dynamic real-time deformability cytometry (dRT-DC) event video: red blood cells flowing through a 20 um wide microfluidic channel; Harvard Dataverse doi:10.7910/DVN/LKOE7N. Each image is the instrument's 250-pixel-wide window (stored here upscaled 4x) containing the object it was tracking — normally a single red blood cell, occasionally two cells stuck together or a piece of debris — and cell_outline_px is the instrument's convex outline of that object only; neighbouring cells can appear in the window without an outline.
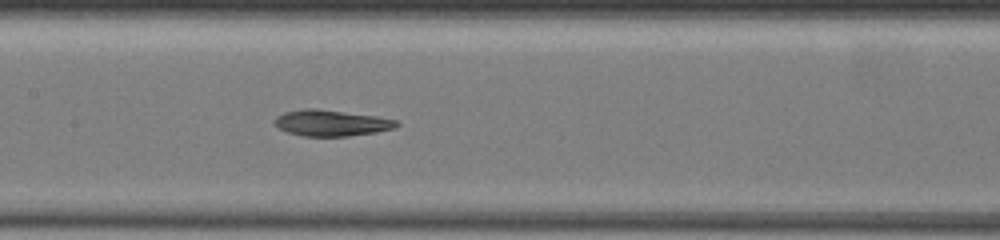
{"species": "common noctule bat (a hibernating species)", "species_latin": "Nyctalus noctula", "temperature_condition": "warm", "stored_images_in_passage": 13, "segment_of_instrument_passage": [1, 2], "camera_frame_rate_fps": 3000, "um_per_image_px": 0.085, "animal": {"sex": "female", "body_mass_g": 19.5, "forearm_length_mm": 54.1}, "frame": {"image": 1, "passage_image": 8, "time_ms": 7.667, "image_size_px": [1000, 240], "cell_outline_px": [[400, 124], [396, 128], [376, 132], [348, 136], [304, 136], [288, 132], [280, 128], [276, 124], [276, 116], [284, 112], [304, 108], [316, 108], [376, 116], [396, 120]], "centroid_in_image_um": [28.19, 10.45], "position_along_channel_um": 179.2, "area_um2": 18.44}}
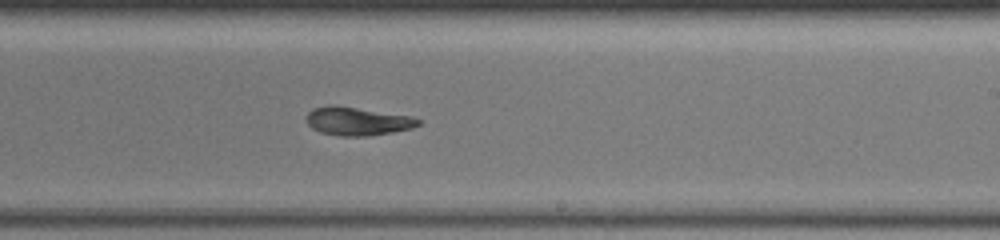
{"frame": {"image": 2, "passage_image": 10, "time_ms": 10.0, "image_size_px": [1000, 240], "cell_outline_px": [[420, 124], [412, 128], [392, 132], [368, 136], [340, 136], [320, 132], [312, 128], [308, 124], [308, 112], [312, 108], [332, 104], [412, 116], [420, 120]], "centroid_in_image_um": [30.38, 10.3], "position_along_channel_um": 258.6, "area_um2": 18.44}}
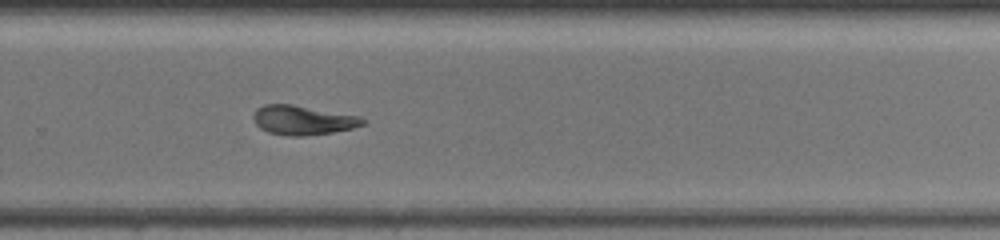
{"frame": {"image": 3, "passage_image": 11, "time_ms": 11.333, "image_size_px": [1000, 240], "cell_outline_px": [[368, 120], [364, 124], [352, 128], [332, 132], [304, 136], [288, 136], [268, 132], [260, 128], [252, 120], [252, 116], [256, 108], [264, 104], [292, 104], [360, 116]], "centroid_in_image_um": [25.72, 10.21], "position_along_channel_um": 304.1, "area_um2": 18.84}}